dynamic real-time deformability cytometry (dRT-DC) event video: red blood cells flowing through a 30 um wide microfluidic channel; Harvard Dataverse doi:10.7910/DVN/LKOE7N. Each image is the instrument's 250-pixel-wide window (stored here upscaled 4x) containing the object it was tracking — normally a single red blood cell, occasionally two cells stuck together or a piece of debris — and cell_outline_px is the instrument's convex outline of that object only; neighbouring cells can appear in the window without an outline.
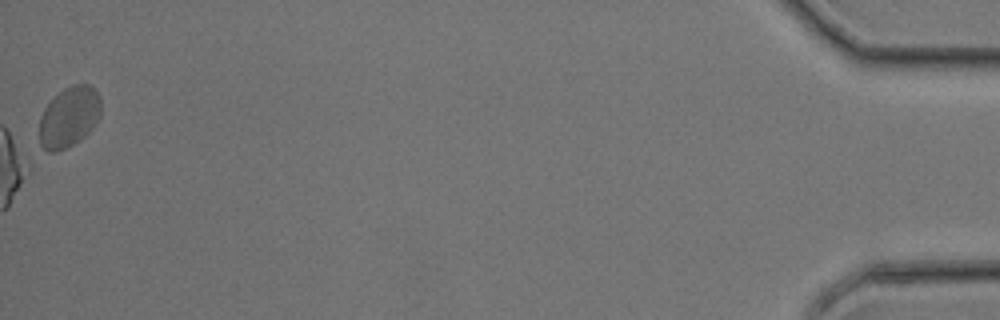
{"species": "common noctule bat (a hibernating species)", "species_latin": "Nyctalus noctula", "temperature_condition": "room temperature", "stored_images_in_passage": 47, "camera_frame_rate_fps": 3000, "um_per_image_px": 0.085, "animal": {"sex": "female", "body_mass_g": 17.0, "forearm_length_mm": 48.0}, "frame": {"image": 1, "passage_image": 47, "time_ms": 15.333, "image_size_px": [1000, 320], "cell_outline_px": [[100, 116], [96, 124], [80, 140], [56, 152], [48, 152], [40, 144], [40, 116], [44, 108], [64, 88], [72, 84], [92, 84], [96, 88], [100, 96]], "centroid_in_image_um": [5.9, 9.92], "position_along_channel_um": 429.3, "area_um2": 21.73}}